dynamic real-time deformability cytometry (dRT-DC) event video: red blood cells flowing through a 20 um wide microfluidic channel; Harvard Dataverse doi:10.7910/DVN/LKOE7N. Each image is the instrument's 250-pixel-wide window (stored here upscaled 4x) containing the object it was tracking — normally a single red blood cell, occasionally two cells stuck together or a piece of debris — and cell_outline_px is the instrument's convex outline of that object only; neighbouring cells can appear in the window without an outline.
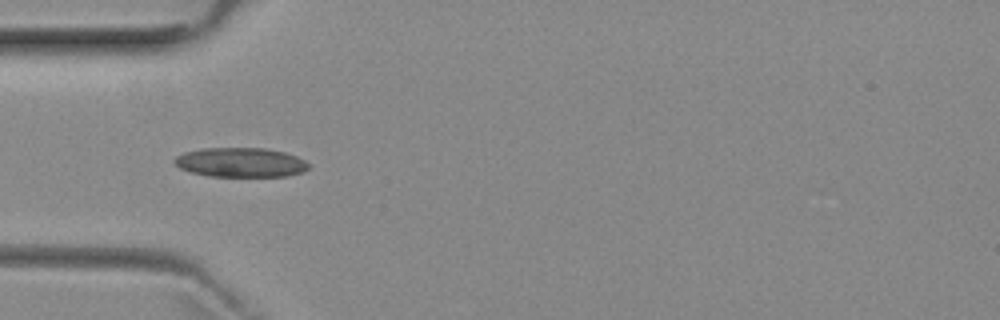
{"species": "common noctule bat (a hibernating species)", "species_latin": "Nyctalus noctula", "temperature_condition": "room temperature", "stored_images_in_passage": 5, "camera_frame_rate_fps": 3000, "um_per_image_px": 0.085, "animal": {"sex": "female", "body_mass_g": 29.2, "forearm_length_mm": 56.3}, "frame": {"image": 1, "passage_image": 3, "time_ms": 2.333, "image_size_px": [1000, 320], "cell_outline_px": [[308, 168], [304, 172], [288, 176], [208, 176], [192, 172], [180, 168], [172, 160], [176, 156], [184, 152], [200, 148], [264, 148], [284, 152], [296, 156], [304, 160], [308, 164]], "centroid_in_image_um": [20.44, 13.8], "position_along_channel_um": 64.6, "area_um2": 23.0}}
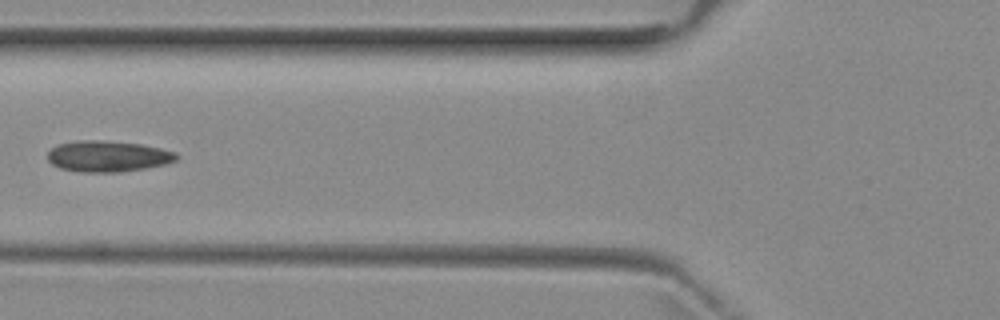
{"frame": {"image": 2, "passage_image": 4, "time_ms": 3.667, "image_size_px": [1000, 320], "cell_outline_px": [[180, 156], [176, 160], [164, 164], [144, 168], [120, 172], [80, 172], [60, 168], [52, 164], [48, 160], [48, 152], [56, 144], [76, 140], [100, 140], [140, 144], [160, 148], [176, 152]], "centroid_in_image_um": [9.14, 13.28], "position_along_channel_um": 116.7, "area_um2": 23.35}}
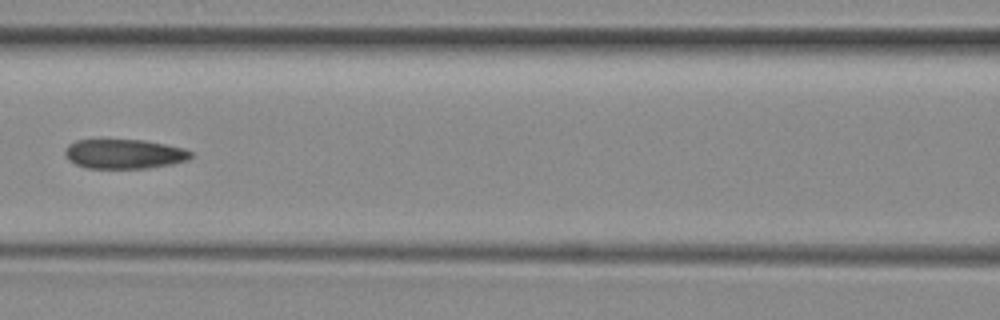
{"frame": {"image": 3, "passage_image": 5, "time_ms": 4.667, "image_size_px": [1000, 320], "cell_outline_px": [[192, 156], [188, 160], [172, 164], [148, 168], [88, 168], [76, 164], [68, 160], [64, 152], [68, 144], [76, 140], [144, 140], [184, 148], [192, 152]], "centroid_in_image_um": [10.56, 13.09], "position_along_channel_um": 156.0, "area_um2": 21.62}}